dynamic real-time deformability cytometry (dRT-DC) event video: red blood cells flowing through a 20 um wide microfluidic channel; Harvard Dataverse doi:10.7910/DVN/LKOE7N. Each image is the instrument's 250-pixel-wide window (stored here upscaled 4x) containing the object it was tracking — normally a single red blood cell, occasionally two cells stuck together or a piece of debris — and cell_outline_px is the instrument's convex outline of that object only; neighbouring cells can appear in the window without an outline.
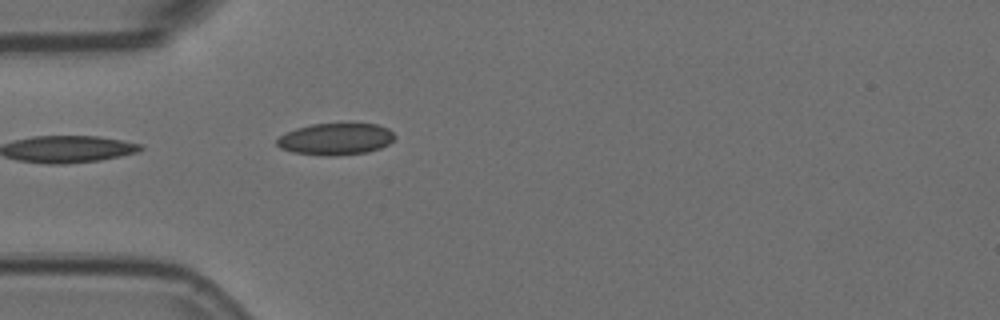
{"species": "Egyptian fruit bat (a non-hibernating species)", "species_latin": "Rousettus aegyptiacus", "temperature_condition": "room temperature", "stored_images_in_passage": 4, "camera_frame_rate_fps": 3000, "um_per_image_px": 0.085, "animal": {"sex": "female"}, "frame": {"image": 1, "passage_image": 4, "time_ms": 1.0, "image_size_px": [1000, 320], "cell_outline_px": [[396, 136], [388, 144], [380, 148], [368, 152], [336, 156], [292, 152], [280, 148], [276, 144], [276, 140], [280, 136], [296, 128], [312, 124], [376, 124], [388, 128]], "centroid_in_image_um": [28.54, 11.82], "position_along_channel_um": 56.5, "area_um2": 21.62}}